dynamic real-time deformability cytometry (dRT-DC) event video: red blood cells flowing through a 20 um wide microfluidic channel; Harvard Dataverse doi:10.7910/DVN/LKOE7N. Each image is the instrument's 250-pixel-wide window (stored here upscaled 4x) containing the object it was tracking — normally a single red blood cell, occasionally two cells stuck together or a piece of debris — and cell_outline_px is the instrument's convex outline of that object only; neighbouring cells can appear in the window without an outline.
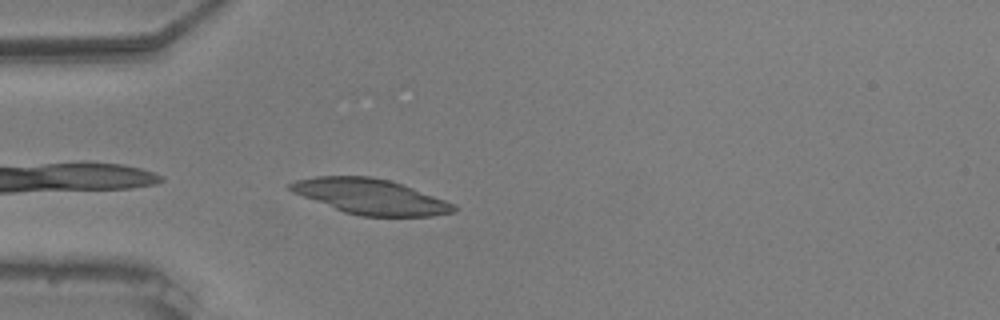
{"species": "common noctule bat (a hibernating species)", "species_latin": "Nyctalus noctula", "temperature_condition": "warm", "stored_images_in_passage": 37, "camera_frame_rate_fps": 3000, "um_per_image_px": 0.085, "animal": {"sex": "male", "body_mass_g": 20.5, "forearm_length_mm": 52.5}, "frame": {"image": 1, "passage_image": 2, "time_ms": 0.333, "image_size_px": [1000, 320], "cell_outline_px": [[460, 208], [456, 212], [432, 216], [360, 216], [344, 212], [292, 192], [288, 188], [288, 184], [296, 180], [316, 176], [372, 176], [404, 184], [456, 204]], "centroid_in_image_um": [31.55, 16.71], "position_along_channel_um": 53.5, "area_um2": 33.76}}
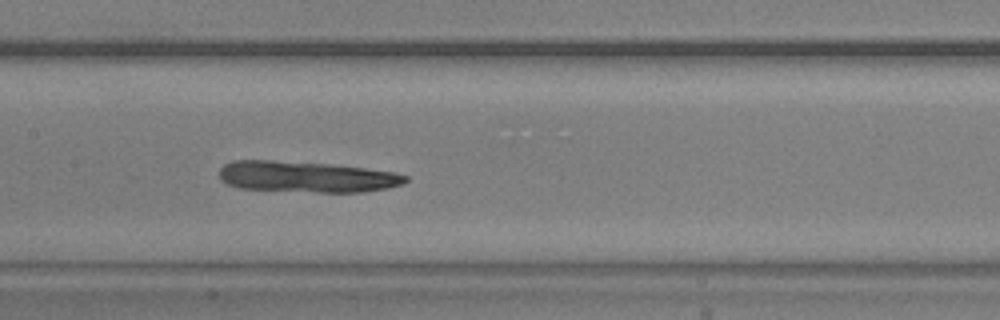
{"frame": {"image": 2, "passage_image": 13, "time_ms": 4.0, "image_size_px": [1000, 320], "cell_outline_px": [[408, 180], [404, 184], [388, 188], [364, 192], [316, 192], [240, 188], [228, 184], [220, 180], [220, 168], [224, 164], [232, 160], [272, 160], [328, 164], [364, 168], [396, 172], [408, 176]], "centroid_in_image_um": [26.07, 15.02], "position_along_channel_um": 181.3, "area_um2": 33.76}}
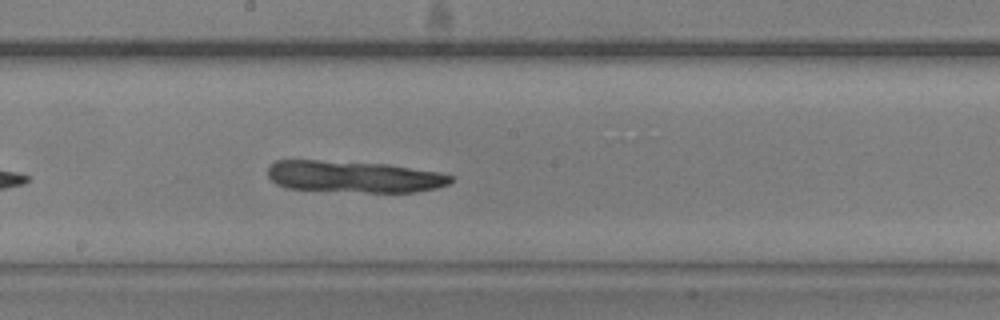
{"frame": {"image": 3, "passage_image": 16, "time_ms": 5.0, "image_size_px": [1000, 320], "cell_outline_px": [[452, 180], [448, 184], [436, 188], [416, 192], [364, 192], [288, 188], [276, 184], [268, 176], [268, 168], [276, 160], [320, 160], [388, 164], [440, 172], [452, 176]], "centroid_in_image_um": [30.09, 15.01], "position_along_channel_um": 218.1, "area_um2": 33.7}}